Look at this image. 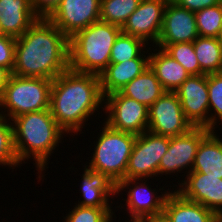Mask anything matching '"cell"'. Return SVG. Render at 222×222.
<instances>
[{
    "instance_id": "cell-1",
    "label": "cell",
    "mask_w": 222,
    "mask_h": 222,
    "mask_svg": "<svg viewBox=\"0 0 222 222\" xmlns=\"http://www.w3.org/2000/svg\"><path fill=\"white\" fill-rule=\"evenodd\" d=\"M69 68V38L48 18H38L16 38L12 74L53 80Z\"/></svg>"
},
{
    "instance_id": "cell-2",
    "label": "cell",
    "mask_w": 222,
    "mask_h": 222,
    "mask_svg": "<svg viewBox=\"0 0 222 222\" xmlns=\"http://www.w3.org/2000/svg\"><path fill=\"white\" fill-rule=\"evenodd\" d=\"M104 99L99 75L69 68L53 79L49 109L67 134H78L89 117L103 106Z\"/></svg>"
},
{
    "instance_id": "cell-3",
    "label": "cell",
    "mask_w": 222,
    "mask_h": 222,
    "mask_svg": "<svg viewBox=\"0 0 222 222\" xmlns=\"http://www.w3.org/2000/svg\"><path fill=\"white\" fill-rule=\"evenodd\" d=\"M13 125L14 146L20 164L30 159L31 155L39 176L48 165V159L61 138L66 134L57 124L50 109L29 112L11 120ZM63 134V135H62ZM23 161V163H22ZM41 175V176H40Z\"/></svg>"
},
{
    "instance_id": "cell-4",
    "label": "cell",
    "mask_w": 222,
    "mask_h": 222,
    "mask_svg": "<svg viewBox=\"0 0 222 222\" xmlns=\"http://www.w3.org/2000/svg\"><path fill=\"white\" fill-rule=\"evenodd\" d=\"M121 27L98 21L69 38L70 68L100 75L110 63L111 49Z\"/></svg>"
},
{
    "instance_id": "cell-5",
    "label": "cell",
    "mask_w": 222,
    "mask_h": 222,
    "mask_svg": "<svg viewBox=\"0 0 222 222\" xmlns=\"http://www.w3.org/2000/svg\"><path fill=\"white\" fill-rule=\"evenodd\" d=\"M97 138L92 159L91 170L106 174L116 185L125 179L129 157L136 140V135L115 130L105 122Z\"/></svg>"
},
{
    "instance_id": "cell-6",
    "label": "cell",
    "mask_w": 222,
    "mask_h": 222,
    "mask_svg": "<svg viewBox=\"0 0 222 222\" xmlns=\"http://www.w3.org/2000/svg\"><path fill=\"white\" fill-rule=\"evenodd\" d=\"M52 83L46 78L12 74L0 98V110L4 109L0 114L11 121L25 113L49 109Z\"/></svg>"
},
{
    "instance_id": "cell-7",
    "label": "cell",
    "mask_w": 222,
    "mask_h": 222,
    "mask_svg": "<svg viewBox=\"0 0 222 222\" xmlns=\"http://www.w3.org/2000/svg\"><path fill=\"white\" fill-rule=\"evenodd\" d=\"M169 137L149 131L136 136L132 153L128 160L125 179L152 178L159 175V164L167 152Z\"/></svg>"
},
{
    "instance_id": "cell-8",
    "label": "cell",
    "mask_w": 222,
    "mask_h": 222,
    "mask_svg": "<svg viewBox=\"0 0 222 222\" xmlns=\"http://www.w3.org/2000/svg\"><path fill=\"white\" fill-rule=\"evenodd\" d=\"M103 111L108 114L105 123L111 128L136 136L147 131L149 108L124 96L120 91L105 96Z\"/></svg>"
},
{
    "instance_id": "cell-9",
    "label": "cell",
    "mask_w": 222,
    "mask_h": 222,
    "mask_svg": "<svg viewBox=\"0 0 222 222\" xmlns=\"http://www.w3.org/2000/svg\"><path fill=\"white\" fill-rule=\"evenodd\" d=\"M192 124L185 118L180 100L175 92L166 91L148 110L147 131L166 137L187 133Z\"/></svg>"
},
{
    "instance_id": "cell-10",
    "label": "cell",
    "mask_w": 222,
    "mask_h": 222,
    "mask_svg": "<svg viewBox=\"0 0 222 222\" xmlns=\"http://www.w3.org/2000/svg\"><path fill=\"white\" fill-rule=\"evenodd\" d=\"M210 132L206 127H193L183 135L169 137L167 152L159 164V175L180 173L183 169H188L187 174L190 173L200 142Z\"/></svg>"
},
{
    "instance_id": "cell-11",
    "label": "cell",
    "mask_w": 222,
    "mask_h": 222,
    "mask_svg": "<svg viewBox=\"0 0 222 222\" xmlns=\"http://www.w3.org/2000/svg\"><path fill=\"white\" fill-rule=\"evenodd\" d=\"M101 0H61L48 19L68 38L100 21Z\"/></svg>"
},
{
    "instance_id": "cell-12",
    "label": "cell",
    "mask_w": 222,
    "mask_h": 222,
    "mask_svg": "<svg viewBox=\"0 0 222 222\" xmlns=\"http://www.w3.org/2000/svg\"><path fill=\"white\" fill-rule=\"evenodd\" d=\"M185 118L193 127L209 129L207 74L191 75L175 91Z\"/></svg>"
},
{
    "instance_id": "cell-13",
    "label": "cell",
    "mask_w": 222,
    "mask_h": 222,
    "mask_svg": "<svg viewBox=\"0 0 222 222\" xmlns=\"http://www.w3.org/2000/svg\"><path fill=\"white\" fill-rule=\"evenodd\" d=\"M168 0H141L137 9L128 17L121 31L157 44L163 24L164 9ZM151 40V41H149Z\"/></svg>"
},
{
    "instance_id": "cell-14",
    "label": "cell",
    "mask_w": 222,
    "mask_h": 222,
    "mask_svg": "<svg viewBox=\"0 0 222 222\" xmlns=\"http://www.w3.org/2000/svg\"><path fill=\"white\" fill-rule=\"evenodd\" d=\"M198 36L195 13L168 0L159 40L154 48L164 49L169 44L193 42Z\"/></svg>"
},
{
    "instance_id": "cell-15",
    "label": "cell",
    "mask_w": 222,
    "mask_h": 222,
    "mask_svg": "<svg viewBox=\"0 0 222 222\" xmlns=\"http://www.w3.org/2000/svg\"><path fill=\"white\" fill-rule=\"evenodd\" d=\"M139 180L141 182L142 178L123 179L117 184V194L124 189L125 191L129 189L125 204L131 215L130 219L137 221L163 212L164 202L169 193L164 191V194L160 192L162 195H157L156 189L151 190V187L146 185L147 183L137 182Z\"/></svg>"
},
{
    "instance_id": "cell-16",
    "label": "cell",
    "mask_w": 222,
    "mask_h": 222,
    "mask_svg": "<svg viewBox=\"0 0 222 222\" xmlns=\"http://www.w3.org/2000/svg\"><path fill=\"white\" fill-rule=\"evenodd\" d=\"M185 179L178 183L181 188L175 191L183 198L200 203L220 216L222 214V179L199 172H190Z\"/></svg>"
},
{
    "instance_id": "cell-17",
    "label": "cell",
    "mask_w": 222,
    "mask_h": 222,
    "mask_svg": "<svg viewBox=\"0 0 222 222\" xmlns=\"http://www.w3.org/2000/svg\"><path fill=\"white\" fill-rule=\"evenodd\" d=\"M142 54L134 59L120 62L109 63L106 69L99 75L101 92L105 97L114 92H119L126 84L139 76L149 67V54Z\"/></svg>"
},
{
    "instance_id": "cell-18",
    "label": "cell",
    "mask_w": 222,
    "mask_h": 222,
    "mask_svg": "<svg viewBox=\"0 0 222 222\" xmlns=\"http://www.w3.org/2000/svg\"><path fill=\"white\" fill-rule=\"evenodd\" d=\"M80 190L83 200L76 205L111 208L109 198L117 194V185L106 174L91 170L84 166Z\"/></svg>"
},
{
    "instance_id": "cell-19",
    "label": "cell",
    "mask_w": 222,
    "mask_h": 222,
    "mask_svg": "<svg viewBox=\"0 0 222 222\" xmlns=\"http://www.w3.org/2000/svg\"><path fill=\"white\" fill-rule=\"evenodd\" d=\"M37 19L30 0H0V24L4 35L20 37Z\"/></svg>"
},
{
    "instance_id": "cell-20",
    "label": "cell",
    "mask_w": 222,
    "mask_h": 222,
    "mask_svg": "<svg viewBox=\"0 0 222 222\" xmlns=\"http://www.w3.org/2000/svg\"><path fill=\"white\" fill-rule=\"evenodd\" d=\"M165 199L163 212L171 222H219V216L212 210L197 202L183 198L172 191Z\"/></svg>"
},
{
    "instance_id": "cell-21",
    "label": "cell",
    "mask_w": 222,
    "mask_h": 222,
    "mask_svg": "<svg viewBox=\"0 0 222 222\" xmlns=\"http://www.w3.org/2000/svg\"><path fill=\"white\" fill-rule=\"evenodd\" d=\"M155 50L158 52L149 53V67L154 71L163 88L174 92L191 75L163 49L158 47Z\"/></svg>"
},
{
    "instance_id": "cell-22",
    "label": "cell",
    "mask_w": 222,
    "mask_h": 222,
    "mask_svg": "<svg viewBox=\"0 0 222 222\" xmlns=\"http://www.w3.org/2000/svg\"><path fill=\"white\" fill-rule=\"evenodd\" d=\"M219 137L211 131L200 142L191 172L222 179V139Z\"/></svg>"
},
{
    "instance_id": "cell-23",
    "label": "cell",
    "mask_w": 222,
    "mask_h": 222,
    "mask_svg": "<svg viewBox=\"0 0 222 222\" xmlns=\"http://www.w3.org/2000/svg\"><path fill=\"white\" fill-rule=\"evenodd\" d=\"M120 92L149 108L166 90L159 82L154 71L148 67L126 84Z\"/></svg>"
},
{
    "instance_id": "cell-24",
    "label": "cell",
    "mask_w": 222,
    "mask_h": 222,
    "mask_svg": "<svg viewBox=\"0 0 222 222\" xmlns=\"http://www.w3.org/2000/svg\"><path fill=\"white\" fill-rule=\"evenodd\" d=\"M193 45L200 69L205 74L222 72V45L218 38L198 36Z\"/></svg>"
},
{
    "instance_id": "cell-25",
    "label": "cell",
    "mask_w": 222,
    "mask_h": 222,
    "mask_svg": "<svg viewBox=\"0 0 222 222\" xmlns=\"http://www.w3.org/2000/svg\"><path fill=\"white\" fill-rule=\"evenodd\" d=\"M141 0H101L100 21L122 27Z\"/></svg>"
},
{
    "instance_id": "cell-26",
    "label": "cell",
    "mask_w": 222,
    "mask_h": 222,
    "mask_svg": "<svg viewBox=\"0 0 222 222\" xmlns=\"http://www.w3.org/2000/svg\"><path fill=\"white\" fill-rule=\"evenodd\" d=\"M146 44L143 39L121 31L112 46L110 63H120L139 57L141 52L147 50Z\"/></svg>"
},
{
    "instance_id": "cell-27",
    "label": "cell",
    "mask_w": 222,
    "mask_h": 222,
    "mask_svg": "<svg viewBox=\"0 0 222 222\" xmlns=\"http://www.w3.org/2000/svg\"><path fill=\"white\" fill-rule=\"evenodd\" d=\"M198 35L218 37L222 28V3L195 12Z\"/></svg>"
},
{
    "instance_id": "cell-28",
    "label": "cell",
    "mask_w": 222,
    "mask_h": 222,
    "mask_svg": "<svg viewBox=\"0 0 222 222\" xmlns=\"http://www.w3.org/2000/svg\"><path fill=\"white\" fill-rule=\"evenodd\" d=\"M163 50L173 59L178 61L190 75L205 74L200 69V64L195 54L193 42L169 44Z\"/></svg>"
},
{
    "instance_id": "cell-29",
    "label": "cell",
    "mask_w": 222,
    "mask_h": 222,
    "mask_svg": "<svg viewBox=\"0 0 222 222\" xmlns=\"http://www.w3.org/2000/svg\"><path fill=\"white\" fill-rule=\"evenodd\" d=\"M207 86L209 112L213 110L215 113L209 114V130L214 131L218 120L222 124V72L207 74Z\"/></svg>"
},
{
    "instance_id": "cell-30",
    "label": "cell",
    "mask_w": 222,
    "mask_h": 222,
    "mask_svg": "<svg viewBox=\"0 0 222 222\" xmlns=\"http://www.w3.org/2000/svg\"><path fill=\"white\" fill-rule=\"evenodd\" d=\"M8 122V123H7ZM10 123V124H9ZM0 165L18 167L19 161L14 146L13 125L0 114Z\"/></svg>"
},
{
    "instance_id": "cell-31",
    "label": "cell",
    "mask_w": 222,
    "mask_h": 222,
    "mask_svg": "<svg viewBox=\"0 0 222 222\" xmlns=\"http://www.w3.org/2000/svg\"><path fill=\"white\" fill-rule=\"evenodd\" d=\"M114 212L111 208H96L75 205L64 217V222H111Z\"/></svg>"
},
{
    "instance_id": "cell-32",
    "label": "cell",
    "mask_w": 222,
    "mask_h": 222,
    "mask_svg": "<svg viewBox=\"0 0 222 222\" xmlns=\"http://www.w3.org/2000/svg\"><path fill=\"white\" fill-rule=\"evenodd\" d=\"M16 38L0 35V66L13 71Z\"/></svg>"
},
{
    "instance_id": "cell-33",
    "label": "cell",
    "mask_w": 222,
    "mask_h": 222,
    "mask_svg": "<svg viewBox=\"0 0 222 222\" xmlns=\"http://www.w3.org/2000/svg\"><path fill=\"white\" fill-rule=\"evenodd\" d=\"M38 18H48L60 5L61 0H30Z\"/></svg>"
},
{
    "instance_id": "cell-34",
    "label": "cell",
    "mask_w": 222,
    "mask_h": 222,
    "mask_svg": "<svg viewBox=\"0 0 222 222\" xmlns=\"http://www.w3.org/2000/svg\"><path fill=\"white\" fill-rule=\"evenodd\" d=\"M172 1L175 2L178 6L194 13L201 9L222 3V0H172Z\"/></svg>"
},
{
    "instance_id": "cell-35",
    "label": "cell",
    "mask_w": 222,
    "mask_h": 222,
    "mask_svg": "<svg viewBox=\"0 0 222 222\" xmlns=\"http://www.w3.org/2000/svg\"><path fill=\"white\" fill-rule=\"evenodd\" d=\"M11 75L12 72L9 69L0 66V98L3 94L4 88L6 87Z\"/></svg>"
},
{
    "instance_id": "cell-36",
    "label": "cell",
    "mask_w": 222,
    "mask_h": 222,
    "mask_svg": "<svg viewBox=\"0 0 222 222\" xmlns=\"http://www.w3.org/2000/svg\"><path fill=\"white\" fill-rule=\"evenodd\" d=\"M139 221L140 222H171V220L168 218V216L164 212L143 218Z\"/></svg>"
},
{
    "instance_id": "cell-37",
    "label": "cell",
    "mask_w": 222,
    "mask_h": 222,
    "mask_svg": "<svg viewBox=\"0 0 222 222\" xmlns=\"http://www.w3.org/2000/svg\"><path fill=\"white\" fill-rule=\"evenodd\" d=\"M217 38H218V41L220 42V44L222 45V28H221L220 33Z\"/></svg>"
},
{
    "instance_id": "cell-38",
    "label": "cell",
    "mask_w": 222,
    "mask_h": 222,
    "mask_svg": "<svg viewBox=\"0 0 222 222\" xmlns=\"http://www.w3.org/2000/svg\"><path fill=\"white\" fill-rule=\"evenodd\" d=\"M0 35H4V34L2 33L1 24H0Z\"/></svg>"
},
{
    "instance_id": "cell-39",
    "label": "cell",
    "mask_w": 222,
    "mask_h": 222,
    "mask_svg": "<svg viewBox=\"0 0 222 222\" xmlns=\"http://www.w3.org/2000/svg\"><path fill=\"white\" fill-rule=\"evenodd\" d=\"M219 222H222V214L219 216Z\"/></svg>"
},
{
    "instance_id": "cell-40",
    "label": "cell",
    "mask_w": 222,
    "mask_h": 222,
    "mask_svg": "<svg viewBox=\"0 0 222 222\" xmlns=\"http://www.w3.org/2000/svg\"><path fill=\"white\" fill-rule=\"evenodd\" d=\"M129 222H140V221H137V220H131V221H130V220H129Z\"/></svg>"
}]
</instances>
